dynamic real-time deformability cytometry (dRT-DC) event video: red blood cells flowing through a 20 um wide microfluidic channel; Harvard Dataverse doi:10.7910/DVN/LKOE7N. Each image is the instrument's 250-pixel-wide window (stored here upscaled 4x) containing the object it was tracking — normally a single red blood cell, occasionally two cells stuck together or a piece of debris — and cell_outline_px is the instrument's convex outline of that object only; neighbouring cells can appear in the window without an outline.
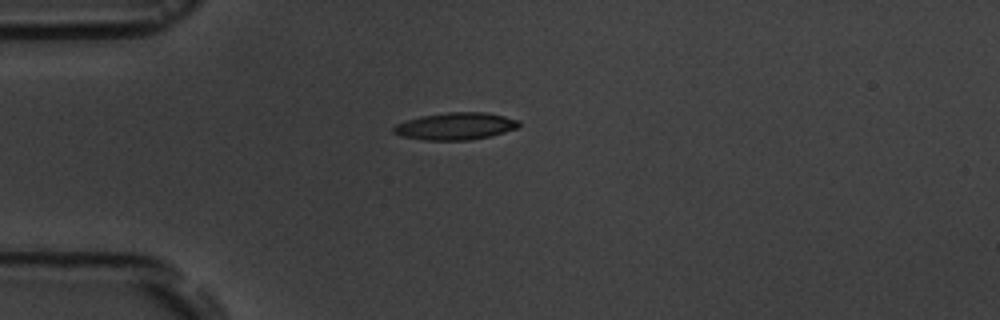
{"species": "common noctule bat (a hibernating species)", "species_latin": "Nyctalus noctula", "temperature_condition": "room temperature", "stored_images_in_passage": 2, "camera_frame_rate_fps": 3000, "um_per_image_px": 0.085, "animal": {"sex": "male", "body_mass_g": 19.5, "forearm_length_mm": 54.6}, "frame": {"image": 1, "passage_image": 1, "time_ms": 0.0, "image_size_px": [1000, 320], "cell_outline_px": [[520, 124], [516, 128], [504, 132], [488, 136], [468, 140], [424, 140], [400, 136], [392, 132], [392, 128], [396, 124], [420, 116], [448, 112], [484, 112], [504, 116], [520, 120]], "centroid_in_image_um": [38.69, 10.72], "position_along_channel_um": 46.3, "area_um2": 19.77}}
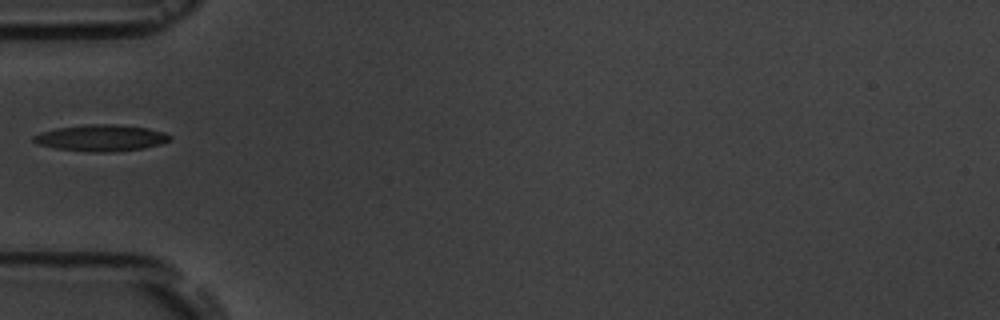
{"frame": {"image": 2, "passage_image": 2, "time_ms": 1.333, "image_size_px": [1000, 320], "cell_outline_px": [[172, 136], [168, 140], [160, 144], [144, 148], [104, 152], [92, 152], [56, 148], [36, 144], [32, 140], [32, 136], [40, 132], [56, 128], [88, 124], [116, 124], [148, 128], [164, 132]], "centroid_in_image_um": [8.55, 11.71], "position_along_channel_um": 76.4, "area_um2": 20.92}}